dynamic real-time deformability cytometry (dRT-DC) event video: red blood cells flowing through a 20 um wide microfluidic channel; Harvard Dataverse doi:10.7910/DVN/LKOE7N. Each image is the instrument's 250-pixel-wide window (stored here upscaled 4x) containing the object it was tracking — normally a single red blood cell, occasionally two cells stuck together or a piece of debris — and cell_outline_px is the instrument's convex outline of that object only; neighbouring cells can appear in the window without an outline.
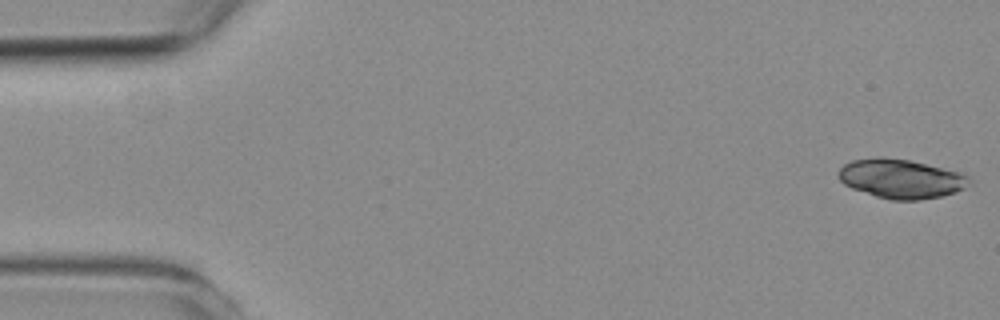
{"species": "common noctule bat (a hibernating species)", "species_latin": "Nyctalus noctula", "temperature_condition": "room temperature", "stored_images_in_passage": 50, "camera_frame_rate_fps": 3000, "um_per_image_px": 0.085, "animal": {"sex": "female", "body_mass_g": 19.3, "forearm_length_mm": 54.1}, "frame": {"image": 1, "passage_image": 1, "time_ms": 0.0, "image_size_px": [1000, 320], "cell_outline_px": [[972, 184], [956, 192], [940, 196], [920, 200], [892, 200], [876, 196], [852, 188], [844, 184], [840, 180], [836, 172], [844, 164], [852, 160], [876, 156], [884, 156], [908, 160], [964, 172], [972, 180]], "centroid_in_image_um": [76.61, 15.17], "position_along_channel_um": 8.4, "area_um2": 30.29}}
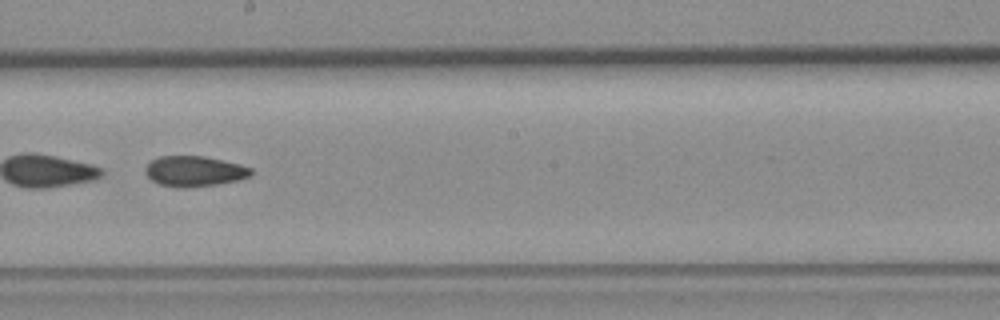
{"frame": {"image": 2, "passage_image": 31, "time_ms": 10.0, "image_size_px": [1000, 320], "cell_outline_px": [[252, 176], [240, 180], [216, 184], [184, 188], [176, 188], [160, 184], [152, 180], [144, 172], [144, 168], [152, 160], [160, 156], [204, 156], [224, 160], [240, 164], [252, 168]], "centroid_in_image_um": [16.54, 14.55], "position_along_channel_um": 231.7, "area_um2": 18.9}}
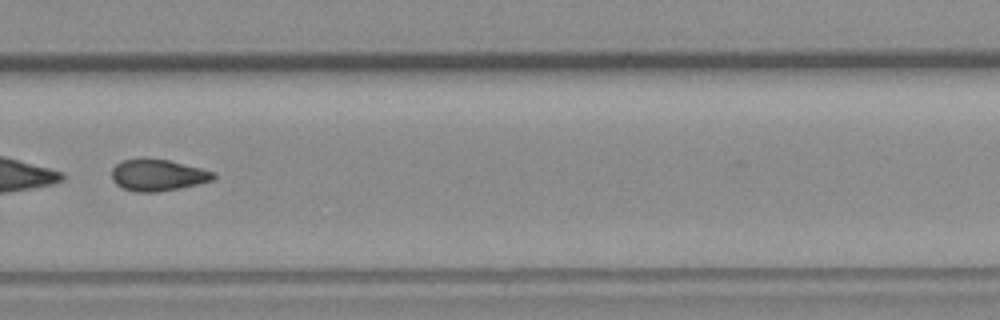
{"frame": {"image": 3, "passage_image": 38, "time_ms": 12.333, "image_size_px": [1000, 320], "cell_outline_px": [[216, 176], [212, 180], [180, 188], [160, 192], [136, 192], [120, 188], [112, 180], [112, 168], [116, 164], [124, 160], [168, 160], [216, 172]], "centroid_in_image_um": [13.4, 14.92], "position_along_channel_um": 316.4, "area_um2": 18.44}, "authors_computed_cell_mechanics": {"area_um2": 19.8543, "velocity_mm_per_s": 3.6403, "shape_relaxation_time_tau1_ms": null, "shape_relaxation_time_tau2_ms": 7.3263, "deformation_change_tau1": null, "deformation_change_tau2": 0.1283}}